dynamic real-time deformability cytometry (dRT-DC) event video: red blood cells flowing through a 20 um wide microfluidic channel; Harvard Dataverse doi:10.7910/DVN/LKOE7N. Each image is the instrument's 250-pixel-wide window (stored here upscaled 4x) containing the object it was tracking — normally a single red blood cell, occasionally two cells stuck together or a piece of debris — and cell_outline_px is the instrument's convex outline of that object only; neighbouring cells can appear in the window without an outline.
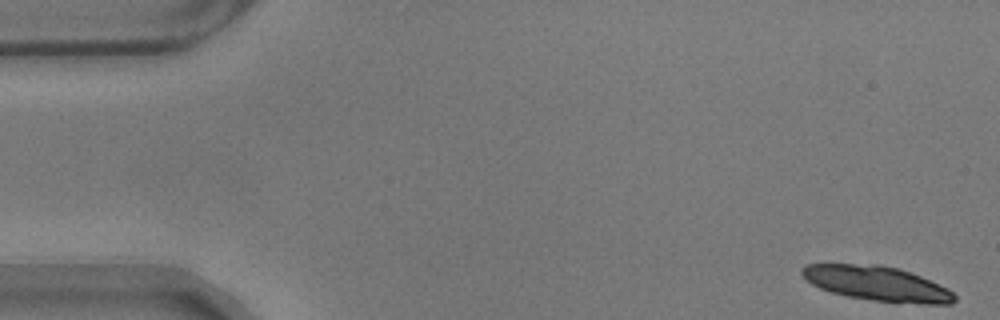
{"species": "common noctule bat (a hibernating species)", "species_latin": "Nyctalus noctula", "temperature_condition": "warm", "stored_images_in_passage": 34, "camera_frame_rate_fps": 3000, "um_per_image_px": 0.085, "animal": {"sex": "male", "body_mass_g": 17.9}, "frame": {"image": 1, "passage_image": 1, "time_ms": 0.0, "image_size_px": [1000, 320], "cell_outline_px": [[956, 300], [952, 304], [924, 304], [872, 300], [848, 296], [832, 292], [820, 288], [812, 284], [800, 272], [800, 268], [804, 264], [880, 264], [896, 268], [920, 276], [948, 288], [956, 296]], "centroid_in_image_um": [74.55, 24.09], "position_along_channel_um": 10.5, "area_um2": 30.63}}
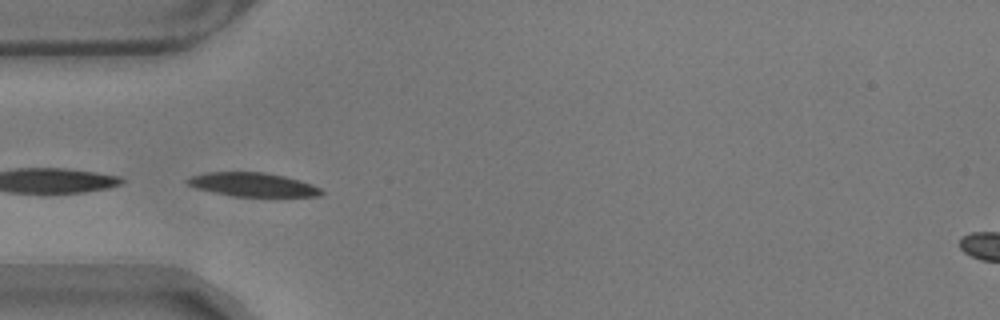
{"frame": {"image": 2, "passage_image": 17, "time_ms": 5.333, "image_size_px": [1000, 320], "cell_outline_px": [[324, 192], [320, 196], [232, 196], [196, 188], [188, 184], [184, 180], [192, 176], [208, 172], [264, 172], [284, 176], [300, 180], [312, 184], [320, 188]], "centroid_in_image_um": [21.49, 15.69], "position_along_channel_um": 63.5, "area_um2": 18.44}}
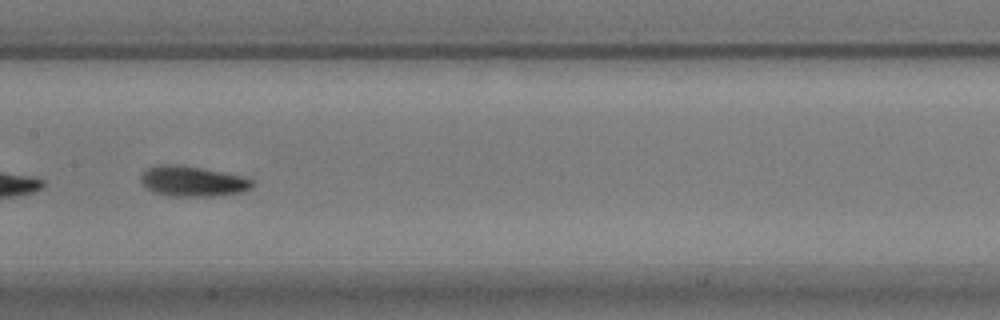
{"frame": {"image": 3, "passage_image": 28, "time_ms": 9.0, "image_size_px": [1000, 320], "cell_outline_px": [[252, 188], [240, 192], [212, 196], [168, 196], [152, 192], [140, 180], [140, 176], [148, 168], [156, 164], [172, 164], [200, 168], [240, 176], [252, 180]], "centroid_in_image_um": [16.31, 15.41], "position_along_channel_um": 191.1, "area_um2": 19.36}}